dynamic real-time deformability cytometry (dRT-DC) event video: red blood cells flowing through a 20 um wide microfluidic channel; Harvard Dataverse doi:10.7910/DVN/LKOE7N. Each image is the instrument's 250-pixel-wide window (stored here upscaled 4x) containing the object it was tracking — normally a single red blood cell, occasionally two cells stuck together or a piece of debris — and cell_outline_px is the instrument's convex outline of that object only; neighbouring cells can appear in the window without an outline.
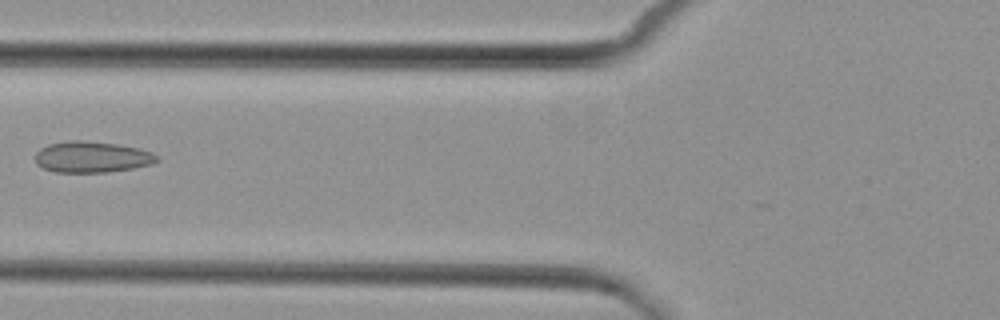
{"species": "common noctule bat (a hibernating species)", "species_latin": "Nyctalus noctula", "temperature_condition": "cold", "stored_images_in_passage": 8, "camera_frame_rate_fps": 3000, "um_per_image_px": 0.085, "animal": {"sex": "female", "body_mass_g": 29.2, "forearm_length_mm": 56.3}, "frame": {"image": 1, "passage_image": 6, "time_ms": 7.0, "image_size_px": [1000, 320], "cell_outline_px": [[160, 160], [152, 164], [132, 168], [108, 172], [56, 172], [44, 168], [36, 164], [36, 152], [40, 148], [48, 144], [68, 140], [80, 140], [116, 144], [140, 148], [152, 152], [160, 156]], "centroid_in_image_um": [7.84, 13.34], "position_along_channel_um": 118.0, "area_um2": 22.2}}
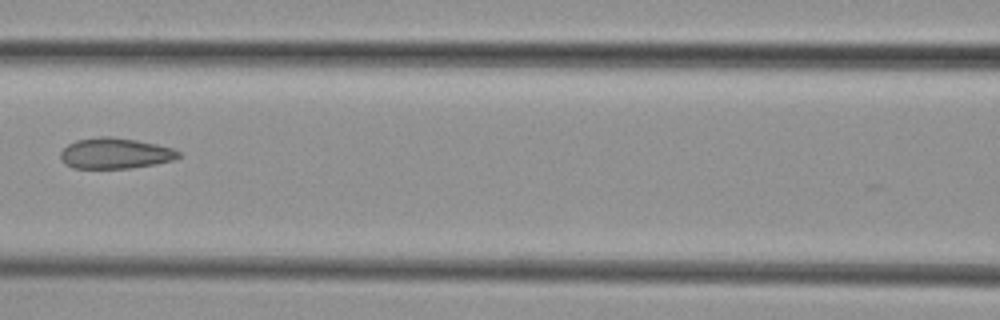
{"frame": {"image": 2, "passage_image": 7, "time_ms": 8.0, "image_size_px": [1000, 320], "cell_outline_px": [[180, 156], [172, 160], [156, 164], [128, 168], [72, 168], [64, 164], [60, 160], [60, 152], [68, 144], [76, 140], [100, 136], [112, 136], [136, 140], [156, 144], [172, 148], [180, 152]], "centroid_in_image_um": [9.75, 13.03], "position_along_channel_um": 156.9, "area_um2": 21.21}}
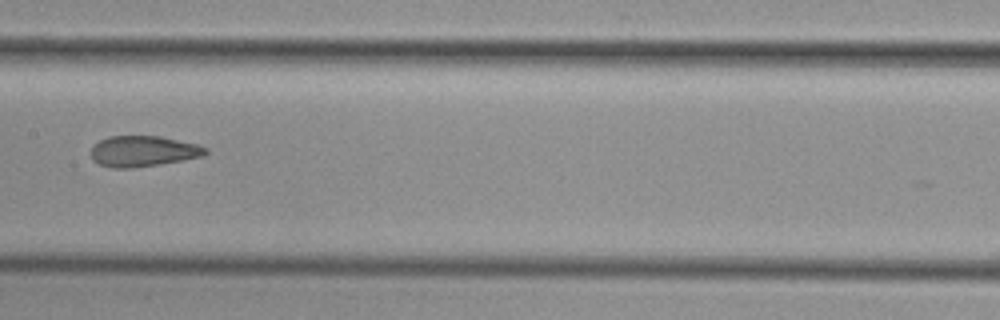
{"frame": {"image": 3, "passage_image": 8, "time_ms": 9.0, "image_size_px": [1000, 320], "cell_outline_px": [[208, 152], [204, 156], [132, 168], [112, 168], [100, 164], [92, 160], [92, 148], [100, 140], [108, 136], [160, 136], [200, 144], [208, 148]], "centroid_in_image_um": [12.2, 12.84], "position_along_channel_um": 195.2, "area_um2": 20.46}}